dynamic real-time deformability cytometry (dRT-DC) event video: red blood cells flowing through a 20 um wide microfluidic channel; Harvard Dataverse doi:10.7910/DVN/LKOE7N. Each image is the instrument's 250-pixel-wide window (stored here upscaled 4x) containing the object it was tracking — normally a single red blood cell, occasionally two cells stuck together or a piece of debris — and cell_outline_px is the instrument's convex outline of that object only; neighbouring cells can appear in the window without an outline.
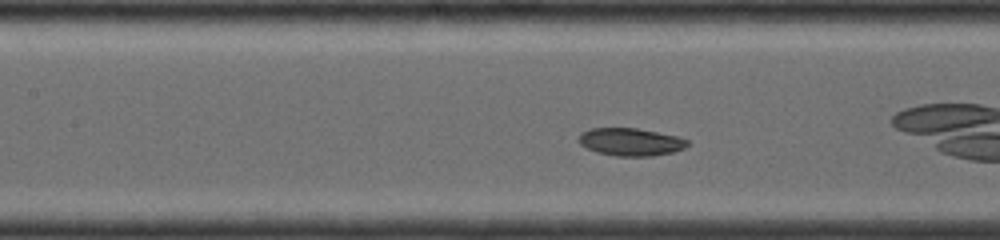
{"species": "common noctule bat (a hibernating species)", "species_latin": "Nyctalus noctula", "temperature_condition": "room temperature", "stored_images_in_passage": 41, "camera_frame_rate_fps": 4000, "um_per_image_px": 0.085, "animal": {"sex": "female", "body_mass_g": 19.0, "forearm_length_mm": 56.7}, "frame": {"image": 1, "passage_image": 12, "time_ms": 2.75, "image_size_px": [1000, 240], "cell_outline_px": [[688, 144], [684, 148], [672, 152], [652, 156], [616, 156], [596, 152], [580, 144], [576, 140], [580, 132], [592, 128], [636, 128], [680, 136], [688, 140]], "centroid_in_image_um": [53.58, 12.05], "position_along_channel_um": 153.8, "area_um2": 17.69}, "authors_computed_cell_mechanics": {"area_um2": 17.8602, "velocity_mm_per_s": 4.0854, "shape_relaxation_time_tau1_ms": 3.7194, "shape_relaxation_time_tau2_ms": null, "deformation_change_tau1": 0.0717, "deformation_change_tau2": null}}